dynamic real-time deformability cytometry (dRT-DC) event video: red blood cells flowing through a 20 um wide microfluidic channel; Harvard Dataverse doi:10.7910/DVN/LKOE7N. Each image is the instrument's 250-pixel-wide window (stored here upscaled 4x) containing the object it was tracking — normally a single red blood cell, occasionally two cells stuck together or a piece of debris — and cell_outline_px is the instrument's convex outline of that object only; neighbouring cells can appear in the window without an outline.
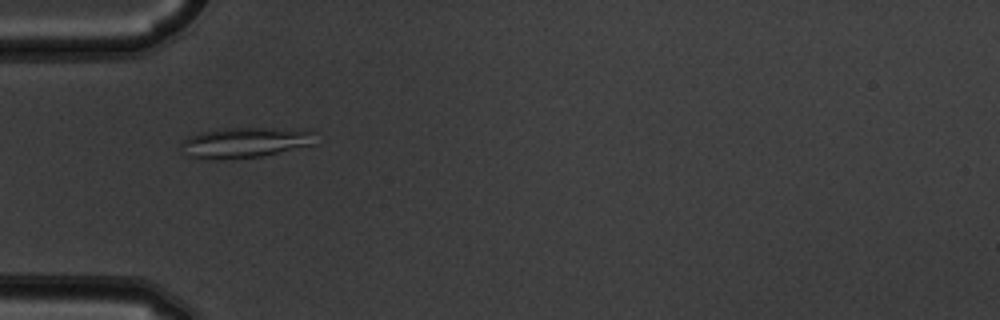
{"species": "common noctule bat (a hibernating species)", "species_latin": "Nyctalus noctula", "temperature_condition": "warm", "stored_images_in_passage": 10, "camera_frame_rate_fps": 3000, "um_per_image_px": 0.085, "animal": {"sex": "male", "body_mass_g": 19.5, "forearm_length_mm": 54.6}, "frame": {"image": 1, "passage_image": 6, "time_ms": 1.667, "image_size_px": [1000, 320], "cell_outline_px": [[316, 132], [312, 144], [264, 156], [220, 160], [204, 160], [188, 156], [180, 144], [184, 140], [200, 132], [224, 128], [308, 128]], "centroid_in_image_um": [20.86, 12.11], "position_along_channel_um": 64.1, "area_um2": 24.1}}
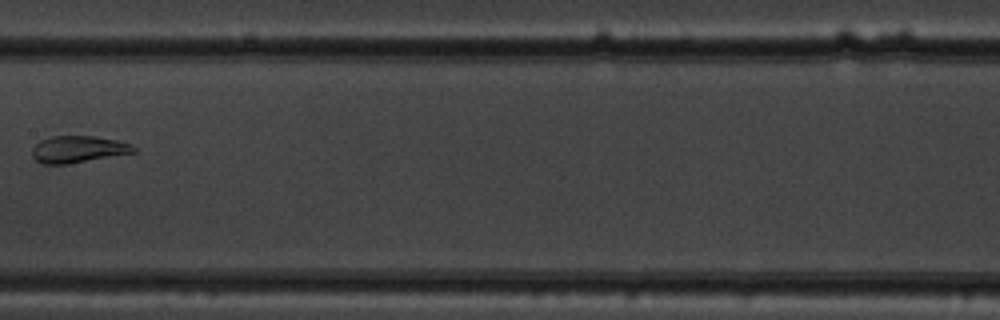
{"frame": {"image": 2, "passage_image": 9, "time_ms": 2.667, "image_size_px": [1000, 320], "cell_outline_px": [[136, 152], [68, 164], [40, 164], [32, 156], [32, 148], [40, 140], [52, 136], [92, 136], [116, 140], [128, 144], [136, 148]], "centroid_in_image_um": [6.59, 12.69], "position_along_channel_um": 200.8, "area_um2": 15.78}}
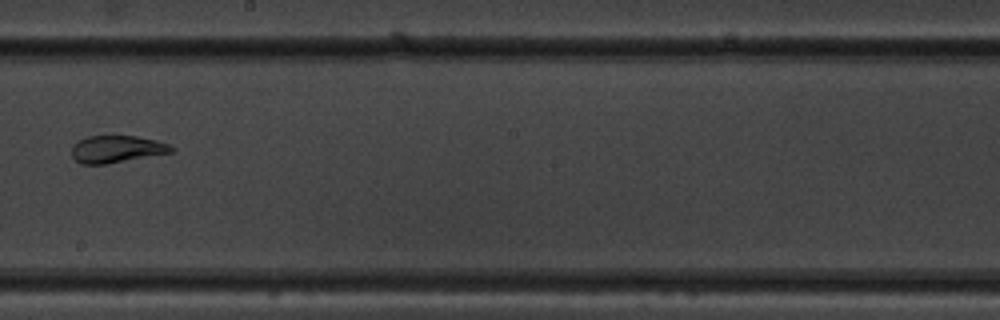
{"frame": {"image": 3, "passage_image": 10, "time_ms": 3.0, "image_size_px": [1000, 320], "cell_outline_px": [[176, 148], [172, 152], [104, 164], [80, 164], [72, 156], [72, 144], [88, 136], [136, 136], [156, 140], [168, 144]], "centroid_in_image_um": [9.9, 12.67], "position_along_channel_um": 238.3, "area_um2": 15.61}}